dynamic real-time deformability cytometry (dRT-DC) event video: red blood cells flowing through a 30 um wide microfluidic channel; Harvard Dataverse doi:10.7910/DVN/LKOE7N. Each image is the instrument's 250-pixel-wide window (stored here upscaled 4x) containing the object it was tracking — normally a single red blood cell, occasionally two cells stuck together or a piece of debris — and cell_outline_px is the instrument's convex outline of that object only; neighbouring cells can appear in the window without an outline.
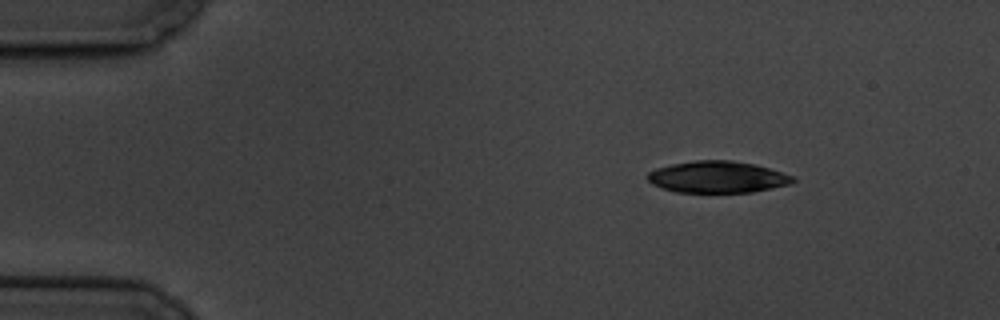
{"species": "common noctule bat (a hibernating species)", "species_latin": "Nyctalus noctula", "temperature_condition": "cold", "stored_images_in_passage": 8, "camera_frame_rate_fps": 3000, "um_per_image_px": 0.085, "animal": {"sex": "male", "body_mass_g": 19.5, "forearm_length_mm": 54.6}, "frame": {"image": 1, "passage_image": 1, "time_ms": 0.0, "image_size_px": [1000, 320], "cell_outline_px": [[796, 180], [792, 184], [752, 192], [676, 192], [652, 184], [648, 180], [648, 172], [656, 168], [672, 164], [696, 160], [732, 160], [756, 164], [796, 176]], "centroid_in_image_um": [61.04, 15.04], "position_along_channel_um": 24.0, "area_um2": 26.93}}